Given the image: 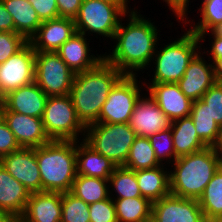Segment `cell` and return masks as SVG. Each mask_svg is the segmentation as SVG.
<instances>
[{"label": "cell", "mask_w": 222, "mask_h": 222, "mask_svg": "<svg viewBox=\"0 0 222 222\" xmlns=\"http://www.w3.org/2000/svg\"><path fill=\"white\" fill-rule=\"evenodd\" d=\"M0 116L13 132L20 147L36 148L51 141L45 132L42 118L11 111H0Z\"/></svg>", "instance_id": "15"}, {"label": "cell", "mask_w": 222, "mask_h": 222, "mask_svg": "<svg viewBox=\"0 0 222 222\" xmlns=\"http://www.w3.org/2000/svg\"><path fill=\"white\" fill-rule=\"evenodd\" d=\"M0 32H15L12 15L0 0Z\"/></svg>", "instance_id": "44"}, {"label": "cell", "mask_w": 222, "mask_h": 222, "mask_svg": "<svg viewBox=\"0 0 222 222\" xmlns=\"http://www.w3.org/2000/svg\"><path fill=\"white\" fill-rule=\"evenodd\" d=\"M88 205L110 198L108 179L76 175L70 191Z\"/></svg>", "instance_id": "29"}, {"label": "cell", "mask_w": 222, "mask_h": 222, "mask_svg": "<svg viewBox=\"0 0 222 222\" xmlns=\"http://www.w3.org/2000/svg\"><path fill=\"white\" fill-rule=\"evenodd\" d=\"M60 222H90L89 205L71 192H63Z\"/></svg>", "instance_id": "34"}, {"label": "cell", "mask_w": 222, "mask_h": 222, "mask_svg": "<svg viewBox=\"0 0 222 222\" xmlns=\"http://www.w3.org/2000/svg\"><path fill=\"white\" fill-rule=\"evenodd\" d=\"M147 84L148 95L172 121L190 115L193 101L182 93L177 83Z\"/></svg>", "instance_id": "16"}, {"label": "cell", "mask_w": 222, "mask_h": 222, "mask_svg": "<svg viewBox=\"0 0 222 222\" xmlns=\"http://www.w3.org/2000/svg\"><path fill=\"white\" fill-rule=\"evenodd\" d=\"M171 130L175 160L207 147L199 139L193 120L190 116L172 121Z\"/></svg>", "instance_id": "25"}, {"label": "cell", "mask_w": 222, "mask_h": 222, "mask_svg": "<svg viewBox=\"0 0 222 222\" xmlns=\"http://www.w3.org/2000/svg\"><path fill=\"white\" fill-rule=\"evenodd\" d=\"M90 40L86 35L76 32L57 50L60 58L74 74L90 70L104 60V54H96L97 57L91 54Z\"/></svg>", "instance_id": "20"}, {"label": "cell", "mask_w": 222, "mask_h": 222, "mask_svg": "<svg viewBox=\"0 0 222 222\" xmlns=\"http://www.w3.org/2000/svg\"><path fill=\"white\" fill-rule=\"evenodd\" d=\"M42 122L50 140L82 141L84 138L86 127L78 119L69 94L48 97Z\"/></svg>", "instance_id": "8"}, {"label": "cell", "mask_w": 222, "mask_h": 222, "mask_svg": "<svg viewBox=\"0 0 222 222\" xmlns=\"http://www.w3.org/2000/svg\"><path fill=\"white\" fill-rule=\"evenodd\" d=\"M201 19L198 23L193 22L194 20L186 19L184 24H189L188 30L199 36L201 33L212 31L216 26L222 23V0H209L202 1L201 7L198 8ZM193 22V23H191Z\"/></svg>", "instance_id": "33"}, {"label": "cell", "mask_w": 222, "mask_h": 222, "mask_svg": "<svg viewBox=\"0 0 222 222\" xmlns=\"http://www.w3.org/2000/svg\"><path fill=\"white\" fill-rule=\"evenodd\" d=\"M164 166L135 171L141 195L151 203L170 194L169 171Z\"/></svg>", "instance_id": "24"}, {"label": "cell", "mask_w": 222, "mask_h": 222, "mask_svg": "<svg viewBox=\"0 0 222 222\" xmlns=\"http://www.w3.org/2000/svg\"><path fill=\"white\" fill-rule=\"evenodd\" d=\"M48 96L35 83L9 91L0 111H11L31 117L42 118Z\"/></svg>", "instance_id": "19"}, {"label": "cell", "mask_w": 222, "mask_h": 222, "mask_svg": "<svg viewBox=\"0 0 222 222\" xmlns=\"http://www.w3.org/2000/svg\"><path fill=\"white\" fill-rule=\"evenodd\" d=\"M212 62L214 75L217 81H222V57L214 59Z\"/></svg>", "instance_id": "45"}, {"label": "cell", "mask_w": 222, "mask_h": 222, "mask_svg": "<svg viewBox=\"0 0 222 222\" xmlns=\"http://www.w3.org/2000/svg\"><path fill=\"white\" fill-rule=\"evenodd\" d=\"M170 10L175 14L174 16L177 17L180 22H184L187 18L188 13L190 11H187L189 8V2L190 0H163Z\"/></svg>", "instance_id": "43"}, {"label": "cell", "mask_w": 222, "mask_h": 222, "mask_svg": "<svg viewBox=\"0 0 222 222\" xmlns=\"http://www.w3.org/2000/svg\"><path fill=\"white\" fill-rule=\"evenodd\" d=\"M189 116L199 139L207 147H213L217 142L220 127L211 118L207 105L201 99L193 101Z\"/></svg>", "instance_id": "30"}, {"label": "cell", "mask_w": 222, "mask_h": 222, "mask_svg": "<svg viewBox=\"0 0 222 222\" xmlns=\"http://www.w3.org/2000/svg\"><path fill=\"white\" fill-rule=\"evenodd\" d=\"M90 222H117L113 199L108 198L89 205Z\"/></svg>", "instance_id": "38"}, {"label": "cell", "mask_w": 222, "mask_h": 222, "mask_svg": "<svg viewBox=\"0 0 222 222\" xmlns=\"http://www.w3.org/2000/svg\"><path fill=\"white\" fill-rule=\"evenodd\" d=\"M29 2L42 22L59 18L56 0H29Z\"/></svg>", "instance_id": "40"}, {"label": "cell", "mask_w": 222, "mask_h": 222, "mask_svg": "<svg viewBox=\"0 0 222 222\" xmlns=\"http://www.w3.org/2000/svg\"><path fill=\"white\" fill-rule=\"evenodd\" d=\"M76 167L79 175L109 179L117 165L82 140L76 141Z\"/></svg>", "instance_id": "23"}, {"label": "cell", "mask_w": 222, "mask_h": 222, "mask_svg": "<svg viewBox=\"0 0 222 222\" xmlns=\"http://www.w3.org/2000/svg\"><path fill=\"white\" fill-rule=\"evenodd\" d=\"M28 41L16 32H0V64L18 52Z\"/></svg>", "instance_id": "37"}, {"label": "cell", "mask_w": 222, "mask_h": 222, "mask_svg": "<svg viewBox=\"0 0 222 222\" xmlns=\"http://www.w3.org/2000/svg\"><path fill=\"white\" fill-rule=\"evenodd\" d=\"M21 147L15 139L13 132L9 129L4 119L0 116V158Z\"/></svg>", "instance_id": "39"}, {"label": "cell", "mask_w": 222, "mask_h": 222, "mask_svg": "<svg viewBox=\"0 0 222 222\" xmlns=\"http://www.w3.org/2000/svg\"><path fill=\"white\" fill-rule=\"evenodd\" d=\"M162 165L146 137L137 136L133 142L124 167L131 170L151 169Z\"/></svg>", "instance_id": "32"}, {"label": "cell", "mask_w": 222, "mask_h": 222, "mask_svg": "<svg viewBox=\"0 0 222 222\" xmlns=\"http://www.w3.org/2000/svg\"><path fill=\"white\" fill-rule=\"evenodd\" d=\"M136 77L124 75L115 84L101 108L96 123H129L135 104L143 95Z\"/></svg>", "instance_id": "10"}, {"label": "cell", "mask_w": 222, "mask_h": 222, "mask_svg": "<svg viewBox=\"0 0 222 222\" xmlns=\"http://www.w3.org/2000/svg\"><path fill=\"white\" fill-rule=\"evenodd\" d=\"M133 9H129L128 3L82 0L79 12L74 18L76 31L84 35L87 34L88 37L99 35L113 41L121 20Z\"/></svg>", "instance_id": "6"}, {"label": "cell", "mask_w": 222, "mask_h": 222, "mask_svg": "<svg viewBox=\"0 0 222 222\" xmlns=\"http://www.w3.org/2000/svg\"><path fill=\"white\" fill-rule=\"evenodd\" d=\"M201 53L202 50L189 63L184 75L177 82L182 93L192 101L201 99L208 89L217 82L212 62L208 64Z\"/></svg>", "instance_id": "17"}, {"label": "cell", "mask_w": 222, "mask_h": 222, "mask_svg": "<svg viewBox=\"0 0 222 222\" xmlns=\"http://www.w3.org/2000/svg\"><path fill=\"white\" fill-rule=\"evenodd\" d=\"M59 17L74 19L81 7L82 0H56Z\"/></svg>", "instance_id": "41"}, {"label": "cell", "mask_w": 222, "mask_h": 222, "mask_svg": "<svg viewBox=\"0 0 222 222\" xmlns=\"http://www.w3.org/2000/svg\"><path fill=\"white\" fill-rule=\"evenodd\" d=\"M62 214V193L41 191L30 193L20 222H60Z\"/></svg>", "instance_id": "21"}, {"label": "cell", "mask_w": 222, "mask_h": 222, "mask_svg": "<svg viewBox=\"0 0 222 222\" xmlns=\"http://www.w3.org/2000/svg\"><path fill=\"white\" fill-rule=\"evenodd\" d=\"M108 184L109 195L113 200L142 196L140 188L138 187L135 171L124 166L116 167L108 179ZM113 191L116 193L114 194L115 196L112 193Z\"/></svg>", "instance_id": "31"}, {"label": "cell", "mask_w": 222, "mask_h": 222, "mask_svg": "<svg viewBox=\"0 0 222 222\" xmlns=\"http://www.w3.org/2000/svg\"><path fill=\"white\" fill-rule=\"evenodd\" d=\"M30 192L0 164V209L18 220L24 213Z\"/></svg>", "instance_id": "22"}, {"label": "cell", "mask_w": 222, "mask_h": 222, "mask_svg": "<svg viewBox=\"0 0 222 222\" xmlns=\"http://www.w3.org/2000/svg\"><path fill=\"white\" fill-rule=\"evenodd\" d=\"M201 100L207 105L209 114L215 123L222 126V81H217L202 96Z\"/></svg>", "instance_id": "36"}, {"label": "cell", "mask_w": 222, "mask_h": 222, "mask_svg": "<svg viewBox=\"0 0 222 222\" xmlns=\"http://www.w3.org/2000/svg\"><path fill=\"white\" fill-rule=\"evenodd\" d=\"M35 53L28 41L18 52L0 64V87L5 95L34 82Z\"/></svg>", "instance_id": "11"}, {"label": "cell", "mask_w": 222, "mask_h": 222, "mask_svg": "<svg viewBox=\"0 0 222 222\" xmlns=\"http://www.w3.org/2000/svg\"><path fill=\"white\" fill-rule=\"evenodd\" d=\"M221 166L222 159L213 147L177 158L169 169L170 194L198 200Z\"/></svg>", "instance_id": "3"}, {"label": "cell", "mask_w": 222, "mask_h": 222, "mask_svg": "<svg viewBox=\"0 0 222 222\" xmlns=\"http://www.w3.org/2000/svg\"><path fill=\"white\" fill-rule=\"evenodd\" d=\"M0 164L30 193L42 191V183L35 148L21 147L0 158Z\"/></svg>", "instance_id": "13"}, {"label": "cell", "mask_w": 222, "mask_h": 222, "mask_svg": "<svg viewBox=\"0 0 222 222\" xmlns=\"http://www.w3.org/2000/svg\"><path fill=\"white\" fill-rule=\"evenodd\" d=\"M163 45L159 48L157 45L152 58L151 64L155 65H152L155 69L149 83H177L202 49L199 37L188 29L177 40Z\"/></svg>", "instance_id": "5"}, {"label": "cell", "mask_w": 222, "mask_h": 222, "mask_svg": "<svg viewBox=\"0 0 222 222\" xmlns=\"http://www.w3.org/2000/svg\"><path fill=\"white\" fill-rule=\"evenodd\" d=\"M217 36L222 37V23L212 30Z\"/></svg>", "instance_id": "48"}, {"label": "cell", "mask_w": 222, "mask_h": 222, "mask_svg": "<svg viewBox=\"0 0 222 222\" xmlns=\"http://www.w3.org/2000/svg\"><path fill=\"white\" fill-rule=\"evenodd\" d=\"M214 150L219 154L222 159V126L219 129V136L216 144L213 146Z\"/></svg>", "instance_id": "46"}, {"label": "cell", "mask_w": 222, "mask_h": 222, "mask_svg": "<svg viewBox=\"0 0 222 222\" xmlns=\"http://www.w3.org/2000/svg\"><path fill=\"white\" fill-rule=\"evenodd\" d=\"M128 124L137 136L149 138L155 133L170 129L172 120L148 94H144L135 104Z\"/></svg>", "instance_id": "14"}, {"label": "cell", "mask_w": 222, "mask_h": 222, "mask_svg": "<svg viewBox=\"0 0 222 222\" xmlns=\"http://www.w3.org/2000/svg\"><path fill=\"white\" fill-rule=\"evenodd\" d=\"M137 135L128 123H93L86 126L83 141L117 166H124Z\"/></svg>", "instance_id": "7"}, {"label": "cell", "mask_w": 222, "mask_h": 222, "mask_svg": "<svg viewBox=\"0 0 222 222\" xmlns=\"http://www.w3.org/2000/svg\"><path fill=\"white\" fill-rule=\"evenodd\" d=\"M198 203L207 222L222 220V166L205 187Z\"/></svg>", "instance_id": "27"}, {"label": "cell", "mask_w": 222, "mask_h": 222, "mask_svg": "<svg viewBox=\"0 0 222 222\" xmlns=\"http://www.w3.org/2000/svg\"><path fill=\"white\" fill-rule=\"evenodd\" d=\"M16 219L12 217L7 211L0 209V222H15Z\"/></svg>", "instance_id": "47"}, {"label": "cell", "mask_w": 222, "mask_h": 222, "mask_svg": "<svg viewBox=\"0 0 222 222\" xmlns=\"http://www.w3.org/2000/svg\"><path fill=\"white\" fill-rule=\"evenodd\" d=\"M74 76L57 52L35 53L34 82L48 97L68 95Z\"/></svg>", "instance_id": "9"}, {"label": "cell", "mask_w": 222, "mask_h": 222, "mask_svg": "<svg viewBox=\"0 0 222 222\" xmlns=\"http://www.w3.org/2000/svg\"><path fill=\"white\" fill-rule=\"evenodd\" d=\"M155 156L161 164H172L175 161V151L173 147V138L171 128L153 134L149 138ZM166 160V162H165ZM164 161V163H163ZM170 161V162H169Z\"/></svg>", "instance_id": "35"}, {"label": "cell", "mask_w": 222, "mask_h": 222, "mask_svg": "<svg viewBox=\"0 0 222 222\" xmlns=\"http://www.w3.org/2000/svg\"><path fill=\"white\" fill-rule=\"evenodd\" d=\"M76 32L74 19L59 17L43 21L29 42L35 52H57Z\"/></svg>", "instance_id": "18"}, {"label": "cell", "mask_w": 222, "mask_h": 222, "mask_svg": "<svg viewBox=\"0 0 222 222\" xmlns=\"http://www.w3.org/2000/svg\"><path fill=\"white\" fill-rule=\"evenodd\" d=\"M117 222H151L152 203L141 197L113 200Z\"/></svg>", "instance_id": "28"}, {"label": "cell", "mask_w": 222, "mask_h": 222, "mask_svg": "<svg viewBox=\"0 0 222 222\" xmlns=\"http://www.w3.org/2000/svg\"><path fill=\"white\" fill-rule=\"evenodd\" d=\"M103 1H107V2H110V3H128L130 4V1L128 0H103Z\"/></svg>", "instance_id": "49"}, {"label": "cell", "mask_w": 222, "mask_h": 222, "mask_svg": "<svg viewBox=\"0 0 222 222\" xmlns=\"http://www.w3.org/2000/svg\"><path fill=\"white\" fill-rule=\"evenodd\" d=\"M209 34V35H208ZM212 36V37H210V38H213L211 41V47H209V48H211V49H209V50H207V52L210 54H206V55H208V59L211 61H213L214 59H218V58H221L222 57V37H220V36H217L213 31H211V33H210V31H209V33L208 32H206V33H201L198 37H199V41L201 42H205L206 40H205V36Z\"/></svg>", "instance_id": "42"}, {"label": "cell", "mask_w": 222, "mask_h": 222, "mask_svg": "<svg viewBox=\"0 0 222 222\" xmlns=\"http://www.w3.org/2000/svg\"><path fill=\"white\" fill-rule=\"evenodd\" d=\"M4 97H5V94L2 92V89L0 87V106L2 105V103L4 101Z\"/></svg>", "instance_id": "50"}, {"label": "cell", "mask_w": 222, "mask_h": 222, "mask_svg": "<svg viewBox=\"0 0 222 222\" xmlns=\"http://www.w3.org/2000/svg\"><path fill=\"white\" fill-rule=\"evenodd\" d=\"M136 10L135 7L127 13L129 18L126 24L121 20L113 38L116 42L113 50L104 54V59L124 75L138 76L137 71L151 67L160 40V30L155 23Z\"/></svg>", "instance_id": "1"}, {"label": "cell", "mask_w": 222, "mask_h": 222, "mask_svg": "<svg viewBox=\"0 0 222 222\" xmlns=\"http://www.w3.org/2000/svg\"><path fill=\"white\" fill-rule=\"evenodd\" d=\"M42 191L70 192L77 175L76 141L51 140L35 148Z\"/></svg>", "instance_id": "4"}, {"label": "cell", "mask_w": 222, "mask_h": 222, "mask_svg": "<svg viewBox=\"0 0 222 222\" xmlns=\"http://www.w3.org/2000/svg\"><path fill=\"white\" fill-rule=\"evenodd\" d=\"M12 15L15 32L27 41L37 33L42 21L29 0H1Z\"/></svg>", "instance_id": "26"}, {"label": "cell", "mask_w": 222, "mask_h": 222, "mask_svg": "<svg viewBox=\"0 0 222 222\" xmlns=\"http://www.w3.org/2000/svg\"><path fill=\"white\" fill-rule=\"evenodd\" d=\"M151 222H207L197 199L172 194L152 203Z\"/></svg>", "instance_id": "12"}, {"label": "cell", "mask_w": 222, "mask_h": 222, "mask_svg": "<svg viewBox=\"0 0 222 222\" xmlns=\"http://www.w3.org/2000/svg\"><path fill=\"white\" fill-rule=\"evenodd\" d=\"M123 76L105 59L96 67L75 74L69 95L76 115L85 127L98 121L111 89Z\"/></svg>", "instance_id": "2"}]
</instances>
